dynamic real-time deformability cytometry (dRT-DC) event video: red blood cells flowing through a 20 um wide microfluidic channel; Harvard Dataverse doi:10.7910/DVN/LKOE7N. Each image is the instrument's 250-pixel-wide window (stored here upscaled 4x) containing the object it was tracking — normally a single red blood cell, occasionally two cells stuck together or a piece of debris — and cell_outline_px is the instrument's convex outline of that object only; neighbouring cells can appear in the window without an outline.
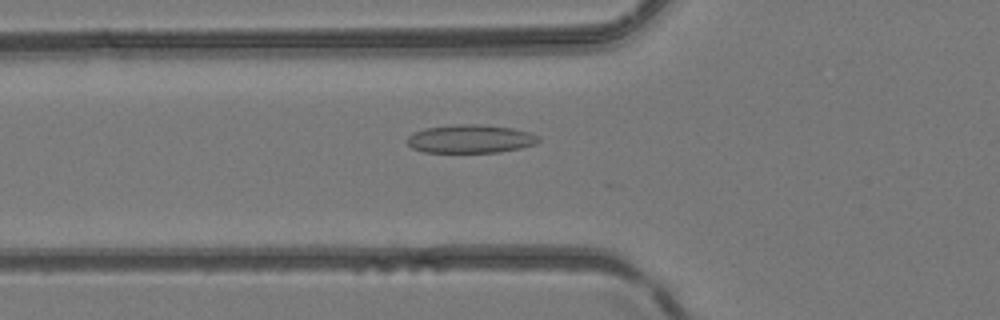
{"species": "common noctule bat (a hibernating species)", "species_latin": "Nyctalus noctula", "temperature_condition": "room temperature", "stored_images_in_passage": 17, "camera_frame_rate_fps": 3000, "um_per_image_px": 0.085, "animal": {"sex": "female", "body_mass_g": 24.6, "forearm_length_mm": 56.2}, "frame": {"image": 1, "passage_image": 11, "time_ms": 3.333, "image_size_px": [1000, 320], "cell_outline_px": [[540, 140], [536, 144], [520, 148], [500, 152], [424, 152], [412, 148], [404, 140], [412, 132], [424, 128], [456, 124], [476, 124], [512, 128], [528, 132], [540, 136]], "centroid_in_image_um": [39.95, 11.8], "position_along_channel_um": 85.8, "area_um2": 21.85}}
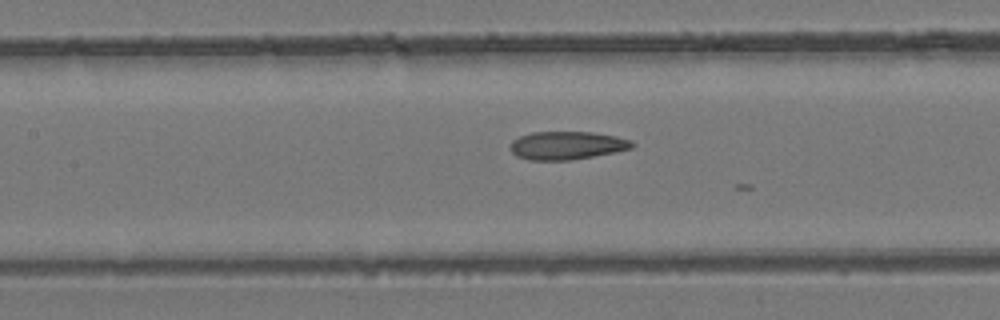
{"frame": {"image": 2, "passage_image": 16, "time_ms": 5.0, "image_size_px": [1000, 320], "cell_outline_px": [[636, 144], [632, 148], [616, 152], [572, 160], [528, 160], [516, 156], [512, 152], [512, 140], [520, 136], [532, 132], [592, 132], [616, 136], [632, 140]], "centroid_in_image_um": [48.23, 12.36], "position_along_channel_um": 159.2, "area_um2": 20.06}}